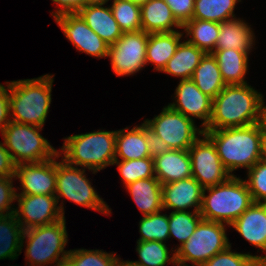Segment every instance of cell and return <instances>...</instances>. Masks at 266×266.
Returning <instances> with one entry per match:
<instances>
[{
	"label": "cell",
	"instance_id": "ba28073f",
	"mask_svg": "<svg viewBox=\"0 0 266 266\" xmlns=\"http://www.w3.org/2000/svg\"><path fill=\"white\" fill-rule=\"evenodd\" d=\"M226 224L202 219L194 233L175 252L177 266H202L231 244L226 234Z\"/></svg>",
	"mask_w": 266,
	"mask_h": 266
},
{
	"label": "cell",
	"instance_id": "816d5d0a",
	"mask_svg": "<svg viewBox=\"0 0 266 266\" xmlns=\"http://www.w3.org/2000/svg\"><path fill=\"white\" fill-rule=\"evenodd\" d=\"M58 266H80V265H75L68 257H66Z\"/></svg>",
	"mask_w": 266,
	"mask_h": 266
},
{
	"label": "cell",
	"instance_id": "b9f144b4",
	"mask_svg": "<svg viewBox=\"0 0 266 266\" xmlns=\"http://www.w3.org/2000/svg\"><path fill=\"white\" fill-rule=\"evenodd\" d=\"M145 138L148 145V152L151 158H154L171 150L169 145L160 136L153 132L146 124Z\"/></svg>",
	"mask_w": 266,
	"mask_h": 266
},
{
	"label": "cell",
	"instance_id": "e0dca14e",
	"mask_svg": "<svg viewBox=\"0 0 266 266\" xmlns=\"http://www.w3.org/2000/svg\"><path fill=\"white\" fill-rule=\"evenodd\" d=\"M204 188L194 177L182 179L173 183L162 185V207L163 211H200L202 205Z\"/></svg>",
	"mask_w": 266,
	"mask_h": 266
},
{
	"label": "cell",
	"instance_id": "4316f807",
	"mask_svg": "<svg viewBox=\"0 0 266 266\" xmlns=\"http://www.w3.org/2000/svg\"><path fill=\"white\" fill-rule=\"evenodd\" d=\"M206 53L186 40L180 42L175 54L169 59L161 72L180 77V80L191 79L194 70Z\"/></svg>",
	"mask_w": 266,
	"mask_h": 266
},
{
	"label": "cell",
	"instance_id": "e575fe53",
	"mask_svg": "<svg viewBox=\"0 0 266 266\" xmlns=\"http://www.w3.org/2000/svg\"><path fill=\"white\" fill-rule=\"evenodd\" d=\"M162 210L143 216L139 222L140 238L137 241H158L166 244L169 240V220Z\"/></svg>",
	"mask_w": 266,
	"mask_h": 266
},
{
	"label": "cell",
	"instance_id": "f5cc1de1",
	"mask_svg": "<svg viewBox=\"0 0 266 266\" xmlns=\"http://www.w3.org/2000/svg\"><path fill=\"white\" fill-rule=\"evenodd\" d=\"M128 1L132 2L133 4L139 5L141 7L149 0H128Z\"/></svg>",
	"mask_w": 266,
	"mask_h": 266
},
{
	"label": "cell",
	"instance_id": "ffe728a7",
	"mask_svg": "<svg viewBox=\"0 0 266 266\" xmlns=\"http://www.w3.org/2000/svg\"><path fill=\"white\" fill-rule=\"evenodd\" d=\"M104 5L83 6L76 13L110 46L122 36L123 31L117 24L110 6L105 7Z\"/></svg>",
	"mask_w": 266,
	"mask_h": 266
},
{
	"label": "cell",
	"instance_id": "d4e9b609",
	"mask_svg": "<svg viewBox=\"0 0 266 266\" xmlns=\"http://www.w3.org/2000/svg\"><path fill=\"white\" fill-rule=\"evenodd\" d=\"M150 157L145 138V123L116 130L115 160H134Z\"/></svg>",
	"mask_w": 266,
	"mask_h": 266
},
{
	"label": "cell",
	"instance_id": "ee69618b",
	"mask_svg": "<svg viewBox=\"0 0 266 266\" xmlns=\"http://www.w3.org/2000/svg\"><path fill=\"white\" fill-rule=\"evenodd\" d=\"M16 165L13 162L4 142H0V176L15 177Z\"/></svg>",
	"mask_w": 266,
	"mask_h": 266
},
{
	"label": "cell",
	"instance_id": "1f68e13d",
	"mask_svg": "<svg viewBox=\"0 0 266 266\" xmlns=\"http://www.w3.org/2000/svg\"><path fill=\"white\" fill-rule=\"evenodd\" d=\"M241 0H195L192 19L222 23L236 17L235 6Z\"/></svg>",
	"mask_w": 266,
	"mask_h": 266
},
{
	"label": "cell",
	"instance_id": "c3c4849f",
	"mask_svg": "<svg viewBox=\"0 0 266 266\" xmlns=\"http://www.w3.org/2000/svg\"><path fill=\"white\" fill-rule=\"evenodd\" d=\"M114 266H139V265L133 261H130V260L125 261V260H121V258L117 257V260H116Z\"/></svg>",
	"mask_w": 266,
	"mask_h": 266
},
{
	"label": "cell",
	"instance_id": "6da1fadb",
	"mask_svg": "<svg viewBox=\"0 0 266 266\" xmlns=\"http://www.w3.org/2000/svg\"><path fill=\"white\" fill-rule=\"evenodd\" d=\"M263 101L264 95L248 83L226 85L213 99L211 119L204 130L260 123Z\"/></svg>",
	"mask_w": 266,
	"mask_h": 266
},
{
	"label": "cell",
	"instance_id": "7bdbcfd3",
	"mask_svg": "<svg viewBox=\"0 0 266 266\" xmlns=\"http://www.w3.org/2000/svg\"><path fill=\"white\" fill-rule=\"evenodd\" d=\"M5 84L7 87L0 84V133H2L3 129L11 121L9 82L7 81Z\"/></svg>",
	"mask_w": 266,
	"mask_h": 266
},
{
	"label": "cell",
	"instance_id": "bcb514c9",
	"mask_svg": "<svg viewBox=\"0 0 266 266\" xmlns=\"http://www.w3.org/2000/svg\"><path fill=\"white\" fill-rule=\"evenodd\" d=\"M260 160L266 162V128L260 122Z\"/></svg>",
	"mask_w": 266,
	"mask_h": 266
},
{
	"label": "cell",
	"instance_id": "f35d334b",
	"mask_svg": "<svg viewBox=\"0 0 266 266\" xmlns=\"http://www.w3.org/2000/svg\"><path fill=\"white\" fill-rule=\"evenodd\" d=\"M231 245L217 253L202 266H256L255 256L248 253L232 252Z\"/></svg>",
	"mask_w": 266,
	"mask_h": 266
},
{
	"label": "cell",
	"instance_id": "681fc988",
	"mask_svg": "<svg viewBox=\"0 0 266 266\" xmlns=\"http://www.w3.org/2000/svg\"><path fill=\"white\" fill-rule=\"evenodd\" d=\"M109 0H84V6L96 5V4H107Z\"/></svg>",
	"mask_w": 266,
	"mask_h": 266
},
{
	"label": "cell",
	"instance_id": "d6a6232c",
	"mask_svg": "<svg viewBox=\"0 0 266 266\" xmlns=\"http://www.w3.org/2000/svg\"><path fill=\"white\" fill-rule=\"evenodd\" d=\"M202 219L200 211H172L169 213V239L173 237L180 242V245L177 246L175 252L194 233Z\"/></svg>",
	"mask_w": 266,
	"mask_h": 266
},
{
	"label": "cell",
	"instance_id": "2e32d148",
	"mask_svg": "<svg viewBox=\"0 0 266 266\" xmlns=\"http://www.w3.org/2000/svg\"><path fill=\"white\" fill-rule=\"evenodd\" d=\"M174 95L175 102L168 105L193 121L201 119L204 130L211 119L213 99L200 91L191 79L180 80Z\"/></svg>",
	"mask_w": 266,
	"mask_h": 266
},
{
	"label": "cell",
	"instance_id": "ab89813d",
	"mask_svg": "<svg viewBox=\"0 0 266 266\" xmlns=\"http://www.w3.org/2000/svg\"><path fill=\"white\" fill-rule=\"evenodd\" d=\"M13 179L15 177L0 176V216L10 215L15 211L12 203L16 200L17 189L13 186Z\"/></svg>",
	"mask_w": 266,
	"mask_h": 266
},
{
	"label": "cell",
	"instance_id": "cb8c5ba5",
	"mask_svg": "<svg viewBox=\"0 0 266 266\" xmlns=\"http://www.w3.org/2000/svg\"><path fill=\"white\" fill-rule=\"evenodd\" d=\"M125 188L143 216L154 214L162 207V184L156 177L139 179L129 183Z\"/></svg>",
	"mask_w": 266,
	"mask_h": 266
},
{
	"label": "cell",
	"instance_id": "8992f818",
	"mask_svg": "<svg viewBox=\"0 0 266 266\" xmlns=\"http://www.w3.org/2000/svg\"><path fill=\"white\" fill-rule=\"evenodd\" d=\"M65 217L50 225L36 226L24 230L22 247L26 243L25 258L28 266H58L70 250H64L68 243ZM26 239V241H24ZM60 257V258H59Z\"/></svg>",
	"mask_w": 266,
	"mask_h": 266
},
{
	"label": "cell",
	"instance_id": "3957f363",
	"mask_svg": "<svg viewBox=\"0 0 266 266\" xmlns=\"http://www.w3.org/2000/svg\"><path fill=\"white\" fill-rule=\"evenodd\" d=\"M203 132L214 143L223 166L232 176L234 170H249L260 160V123Z\"/></svg>",
	"mask_w": 266,
	"mask_h": 266
},
{
	"label": "cell",
	"instance_id": "f907efd6",
	"mask_svg": "<svg viewBox=\"0 0 266 266\" xmlns=\"http://www.w3.org/2000/svg\"><path fill=\"white\" fill-rule=\"evenodd\" d=\"M261 124L266 128V105H265V101H263V105H262Z\"/></svg>",
	"mask_w": 266,
	"mask_h": 266
},
{
	"label": "cell",
	"instance_id": "f1b7e54d",
	"mask_svg": "<svg viewBox=\"0 0 266 266\" xmlns=\"http://www.w3.org/2000/svg\"><path fill=\"white\" fill-rule=\"evenodd\" d=\"M182 29L186 33L188 43L195 45L205 53L215 51L220 32V23L201 19H192L186 22Z\"/></svg>",
	"mask_w": 266,
	"mask_h": 266
},
{
	"label": "cell",
	"instance_id": "277c9868",
	"mask_svg": "<svg viewBox=\"0 0 266 266\" xmlns=\"http://www.w3.org/2000/svg\"><path fill=\"white\" fill-rule=\"evenodd\" d=\"M116 131L98 130L64 138L59 156L69 165L87 168L92 174L115 160ZM63 153V154H62Z\"/></svg>",
	"mask_w": 266,
	"mask_h": 266
},
{
	"label": "cell",
	"instance_id": "ac0fdd59",
	"mask_svg": "<svg viewBox=\"0 0 266 266\" xmlns=\"http://www.w3.org/2000/svg\"><path fill=\"white\" fill-rule=\"evenodd\" d=\"M230 226L259 250L266 242V203L253 202Z\"/></svg>",
	"mask_w": 266,
	"mask_h": 266
},
{
	"label": "cell",
	"instance_id": "9a60e30c",
	"mask_svg": "<svg viewBox=\"0 0 266 266\" xmlns=\"http://www.w3.org/2000/svg\"><path fill=\"white\" fill-rule=\"evenodd\" d=\"M57 154L52 159L26 163L16 166L15 180H19L20 193L16 195H55L56 190V160Z\"/></svg>",
	"mask_w": 266,
	"mask_h": 266
},
{
	"label": "cell",
	"instance_id": "5bb4252c",
	"mask_svg": "<svg viewBox=\"0 0 266 266\" xmlns=\"http://www.w3.org/2000/svg\"><path fill=\"white\" fill-rule=\"evenodd\" d=\"M53 18L79 52L98 59L108 56L109 45L77 13H64Z\"/></svg>",
	"mask_w": 266,
	"mask_h": 266
},
{
	"label": "cell",
	"instance_id": "603a6c76",
	"mask_svg": "<svg viewBox=\"0 0 266 266\" xmlns=\"http://www.w3.org/2000/svg\"><path fill=\"white\" fill-rule=\"evenodd\" d=\"M184 33L180 31L150 33L146 48V62L161 72L175 54Z\"/></svg>",
	"mask_w": 266,
	"mask_h": 266
},
{
	"label": "cell",
	"instance_id": "4dcf8cb0",
	"mask_svg": "<svg viewBox=\"0 0 266 266\" xmlns=\"http://www.w3.org/2000/svg\"><path fill=\"white\" fill-rule=\"evenodd\" d=\"M165 243L158 241H137L136 251L139 260L133 261L139 266H166L168 263L176 265L175 248L169 251ZM173 252V253H172ZM172 255H171V254ZM171 255V257L169 256Z\"/></svg>",
	"mask_w": 266,
	"mask_h": 266
},
{
	"label": "cell",
	"instance_id": "7c38bea8",
	"mask_svg": "<svg viewBox=\"0 0 266 266\" xmlns=\"http://www.w3.org/2000/svg\"><path fill=\"white\" fill-rule=\"evenodd\" d=\"M201 137L188 149V153L192 177L205 189L226 182L232 175L223 166L212 140L205 133Z\"/></svg>",
	"mask_w": 266,
	"mask_h": 266
},
{
	"label": "cell",
	"instance_id": "74e56055",
	"mask_svg": "<svg viewBox=\"0 0 266 266\" xmlns=\"http://www.w3.org/2000/svg\"><path fill=\"white\" fill-rule=\"evenodd\" d=\"M248 190L251 193L253 202L266 203V162L259 160L253 167L247 170Z\"/></svg>",
	"mask_w": 266,
	"mask_h": 266
},
{
	"label": "cell",
	"instance_id": "9c48e42d",
	"mask_svg": "<svg viewBox=\"0 0 266 266\" xmlns=\"http://www.w3.org/2000/svg\"><path fill=\"white\" fill-rule=\"evenodd\" d=\"M85 168H78L66 163L62 158L61 162L56 161V190L57 203L60 199L70 200L76 205L90 208L106 216L111 208L98 195L92 183L86 177Z\"/></svg>",
	"mask_w": 266,
	"mask_h": 266
},
{
	"label": "cell",
	"instance_id": "484cf974",
	"mask_svg": "<svg viewBox=\"0 0 266 266\" xmlns=\"http://www.w3.org/2000/svg\"><path fill=\"white\" fill-rule=\"evenodd\" d=\"M212 55L216 58L222 78L226 85L246 84L245 75L248 71V51L233 49L215 50Z\"/></svg>",
	"mask_w": 266,
	"mask_h": 266
},
{
	"label": "cell",
	"instance_id": "5b68a950",
	"mask_svg": "<svg viewBox=\"0 0 266 266\" xmlns=\"http://www.w3.org/2000/svg\"><path fill=\"white\" fill-rule=\"evenodd\" d=\"M206 191L208 195H206ZM253 203L246 182L231 176L226 182L203 190L200 215L204 220L226 224L228 227Z\"/></svg>",
	"mask_w": 266,
	"mask_h": 266
},
{
	"label": "cell",
	"instance_id": "7dc6e473",
	"mask_svg": "<svg viewBox=\"0 0 266 266\" xmlns=\"http://www.w3.org/2000/svg\"><path fill=\"white\" fill-rule=\"evenodd\" d=\"M262 253H265V255H254L256 259V265L260 266H266V242L264 244L263 250L261 251Z\"/></svg>",
	"mask_w": 266,
	"mask_h": 266
},
{
	"label": "cell",
	"instance_id": "44dd1931",
	"mask_svg": "<svg viewBox=\"0 0 266 266\" xmlns=\"http://www.w3.org/2000/svg\"><path fill=\"white\" fill-rule=\"evenodd\" d=\"M255 33L243 19L234 17L220 23L215 50H240L251 52L255 44Z\"/></svg>",
	"mask_w": 266,
	"mask_h": 266
},
{
	"label": "cell",
	"instance_id": "d590c367",
	"mask_svg": "<svg viewBox=\"0 0 266 266\" xmlns=\"http://www.w3.org/2000/svg\"><path fill=\"white\" fill-rule=\"evenodd\" d=\"M112 14L123 32L141 31V7L128 0H113Z\"/></svg>",
	"mask_w": 266,
	"mask_h": 266
},
{
	"label": "cell",
	"instance_id": "60d3db41",
	"mask_svg": "<svg viewBox=\"0 0 266 266\" xmlns=\"http://www.w3.org/2000/svg\"><path fill=\"white\" fill-rule=\"evenodd\" d=\"M172 10L176 20L183 26L192 20L195 0H164Z\"/></svg>",
	"mask_w": 266,
	"mask_h": 266
},
{
	"label": "cell",
	"instance_id": "d6986e66",
	"mask_svg": "<svg viewBox=\"0 0 266 266\" xmlns=\"http://www.w3.org/2000/svg\"><path fill=\"white\" fill-rule=\"evenodd\" d=\"M155 177L163 184L192 177L188 150H169L153 158Z\"/></svg>",
	"mask_w": 266,
	"mask_h": 266
},
{
	"label": "cell",
	"instance_id": "7a4b0ae2",
	"mask_svg": "<svg viewBox=\"0 0 266 266\" xmlns=\"http://www.w3.org/2000/svg\"><path fill=\"white\" fill-rule=\"evenodd\" d=\"M54 75L9 82L11 121L43 127L51 104Z\"/></svg>",
	"mask_w": 266,
	"mask_h": 266
},
{
	"label": "cell",
	"instance_id": "f546056e",
	"mask_svg": "<svg viewBox=\"0 0 266 266\" xmlns=\"http://www.w3.org/2000/svg\"><path fill=\"white\" fill-rule=\"evenodd\" d=\"M23 233L14 213L0 216V260H15L20 255Z\"/></svg>",
	"mask_w": 266,
	"mask_h": 266
},
{
	"label": "cell",
	"instance_id": "30bf717a",
	"mask_svg": "<svg viewBox=\"0 0 266 266\" xmlns=\"http://www.w3.org/2000/svg\"><path fill=\"white\" fill-rule=\"evenodd\" d=\"M144 123L172 150H188L198 136L204 133L202 128L195 125V121L173 110L169 105L163 107L161 113L153 119H145Z\"/></svg>",
	"mask_w": 266,
	"mask_h": 266
},
{
	"label": "cell",
	"instance_id": "836d02e7",
	"mask_svg": "<svg viewBox=\"0 0 266 266\" xmlns=\"http://www.w3.org/2000/svg\"><path fill=\"white\" fill-rule=\"evenodd\" d=\"M124 186L139 179L155 177L154 161L151 157L134 160H114Z\"/></svg>",
	"mask_w": 266,
	"mask_h": 266
},
{
	"label": "cell",
	"instance_id": "8d00e7d4",
	"mask_svg": "<svg viewBox=\"0 0 266 266\" xmlns=\"http://www.w3.org/2000/svg\"><path fill=\"white\" fill-rule=\"evenodd\" d=\"M116 253H107L99 249L87 250L84 248L70 250L68 258L80 266H114L117 260Z\"/></svg>",
	"mask_w": 266,
	"mask_h": 266
},
{
	"label": "cell",
	"instance_id": "52a82bcc",
	"mask_svg": "<svg viewBox=\"0 0 266 266\" xmlns=\"http://www.w3.org/2000/svg\"><path fill=\"white\" fill-rule=\"evenodd\" d=\"M43 128L10 121L1 135L15 165L36 163L52 159L58 154L39 131Z\"/></svg>",
	"mask_w": 266,
	"mask_h": 266
},
{
	"label": "cell",
	"instance_id": "4fadbf2b",
	"mask_svg": "<svg viewBox=\"0 0 266 266\" xmlns=\"http://www.w3.org/2000/svg\"><path fill=\"white\" fill-rule=\"evenodd\" d=\"M16 201L14 214L24 230L50 225L65 217L63 200L58 206L55 195H16Z\"/></svg>",
	"mask_w": 266,
	"mask_h": 266
},
{
	"label": "cell",
	"instance_id": "f6af8a7d",
	"mask_svg": "<svg viewBox=\"0 0 266 266\" xmlns=\"http://www.w3.org/2000/svg\"><path fill=\"white\" fill-rule=\"evenodd\" d=\"M59 8L52 12L51 15L57 16L64 13H76L84 6V0H52Z\"/></svg>",
	"mask_w": 266,
	"mask_h": 266
},
{
	"label": "cell",
	"instance_id": "83f0119b",
	"mask_svg": "<svg viewBox=\"0 0 266 266\" xmlns=\"http://www.w3.org/2000/svg\"><path fill=\"white\" fill-rule=\"evenodd\" d=\"M191 80L200 91L214 99L226 86L217 60L212 53H206L194 70Z\"/></svg>",
	"mask_w": 266,
	"mask_h": 266
},
{
	"label": "cell",
	"instance_id": "8fae6325",
	"mask_svg": "<svg viewBox=\"0 0 266 266\" xmlns=\"http://www.w3.org/2000/svg\"><path fill=\"white\" fill-rule=\"evenodd\" d=\"M149 33L143 30L123 32L122 36L109 46L108 56L116 76H129L147 65L146 48Z\"/></svg>",
	"mask_w": 266,
	"mask_h": 266
},
{
	"label": "cell",
	"instance_id": "7402d4cb",
	"mask_svg": "<svg viewBox=\"0 0 266 266\" xmlns=\"http://www.w3.org/2000/svg\"><path fill=\"white\" fill-rule=\"evenodd\" d=\"M141 27L144 32L149 34L182 29V25L176 20L164 0H149L141 6Z\"/></svg>",
	"mask_w": 266,
	"mask_h": 266
}]
</instances>
